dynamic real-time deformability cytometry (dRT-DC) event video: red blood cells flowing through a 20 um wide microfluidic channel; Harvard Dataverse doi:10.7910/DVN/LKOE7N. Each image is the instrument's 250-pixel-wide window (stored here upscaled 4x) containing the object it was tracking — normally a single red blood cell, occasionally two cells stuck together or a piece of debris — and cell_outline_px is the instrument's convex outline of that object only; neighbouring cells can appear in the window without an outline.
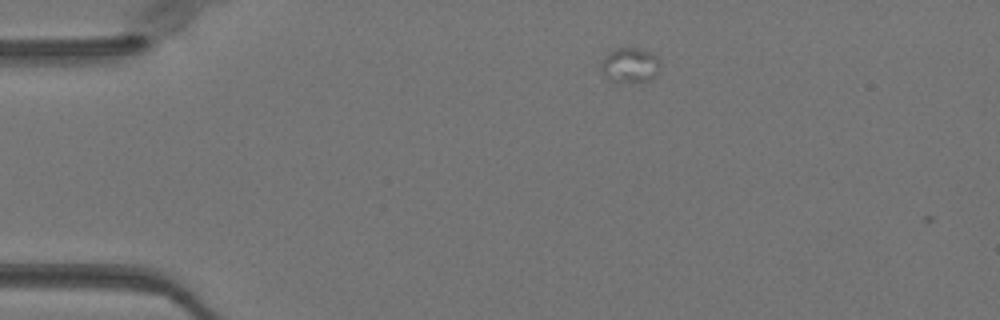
{"species": "Egyptian fruit bat (a non-hibernating species)", "species_latin": "Rousettus aegyptiacus", "temperature_condition": "warm", "stored_images_in_passage": 2, "camera_frame_rate_fps": 3000, "um_per_image_px": 0.085, "animal": {"sex": "female"}, "frame": {"image": 1, "passage_image": 1, "time_ms": 0.0, "image_size_px": [1000, 320], "cell_outline_px": [[660, 60], [656, 72], [648, 80], [608, 80], [600, 72], [604, 60], [608, 52], [616, 48], [636, 48], [648, 52], [656, 56]], "centroid_in_image_um": [53.5, 5.5], "position_along_channel_um": 31.5, "area_um2": 11.33}}